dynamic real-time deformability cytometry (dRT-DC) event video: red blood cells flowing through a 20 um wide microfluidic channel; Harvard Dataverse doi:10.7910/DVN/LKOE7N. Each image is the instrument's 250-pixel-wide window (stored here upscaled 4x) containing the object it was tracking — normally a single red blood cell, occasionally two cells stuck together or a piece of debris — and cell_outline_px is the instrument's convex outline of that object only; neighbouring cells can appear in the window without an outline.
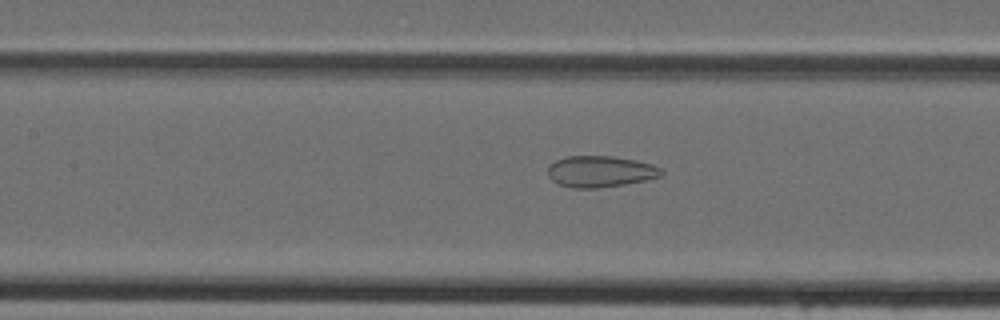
{"species": "Egyptian fruit bat (a non-hibernating species)", "species_latin": "Rousettus aegyptiacus", "temperature_condition": "cold", "stored_images_in_passage": 45, "camera_frame_rate_fps": 3000, "um_per_image_px": 0.085, "animal": {"sex": "female"}, "frame": {"image": 1, "passage_image": 20, "time_ms": 6.333, "image_size_px": [1000, 320], "cell_outline_px": [[664, 172], [660, 176], [644, 180], [624, 184], [600, 188], [572, 188], [556, 184], [548, 176], [548, 168], [556, 160], [568, 156], [612, 156], [636, 160], [652, 164], [664, 168]], "centroid_in_image_um": [51.03, 14.58], "position_along_channel_um": 156.4, "area_um2": 20.81}}
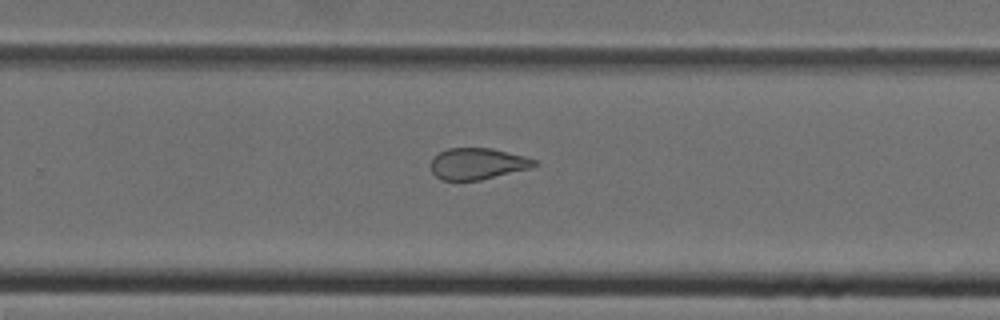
{"frame": {"image": 2, "passage_image": 29, "time_ms": 9.333, "image_size_px": [1000, 320], "cell_outline_px": [[540, 164], [532, 168], [480, 180], [440, 180], [432, 172], [432, 160], [440, 152], [448, 148], [492, 148], [524, 156], [536, 160]], "centroid_in_image_um": [40.64, 13.92], "position_along_channel_um": 289.2, "area_um2": 18.9}}
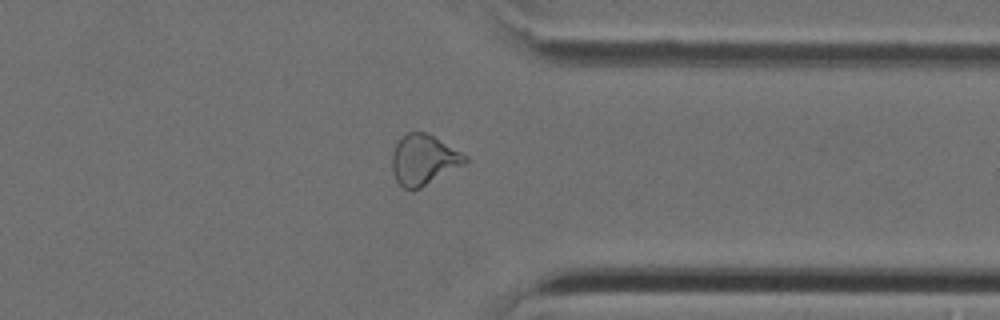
{"frame": {"image": 3, "passage_image": 35, "time_ms": 11.333, "image_size_px": [1000, 320], "cell_outline_px": [[468, 160], [464, 164], [420, 188], [412, 192], [404, 188], [396, 180], [392, 172], [392, 152], [396, 144], [408, 132], [424, 132], [432, 136], [468, 156]], "centroid_in_image_um": [35.98, 13.61], "position_along_channel_um": 375.4, "area_um2": 21.1}}